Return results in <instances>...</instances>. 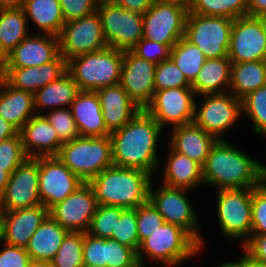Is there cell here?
Listing matches in <instances>:
<instances>
[{
  "label": "cell",
  "mask_w": 266,
  "mask_h": 267,
  "mask_svg": "<svg viewBox=\"0 0 266 267\" xmlns=\"http://www.w3.org/2000/svg\"><path fill=\"white\" fill-rule=\"evenodd\" d=\"M163 129L144 109L110 134L113 165L145 171L153 178L161 163L157 144Z\"/></svg>",
  "instance_id": "6da1fadb"
},
{
  "label": "cell",
  "mask_w": 266,
  "mask_h": 267,
  "mask_svg": "<svg viewBox=\"0 0 266 267\" xmlns=\"http://www.w3.org/2000/svg\"><path fill=\"white\" fill-rule=\"evenodd\" d=\"M203 184L219 189L255 188L266 179V165L234 147L217 140L202 166Z\"/></svg>",
  "instance_id": "7a4b0ae2"
},
{
  "label": "cell",
  "mask_w": 266,
  "mask_h": 267,
  "mask_svg": "<svg viewBox=\"0 0 266 267\" xmlns=\"http://www.w3.org/2000/svg\"><path fill=\"white\" fill-rule=\"evenodd\" d=\"M152 179L145 171L113 165L101 171L88 184L98 205L132 209L148 201Z\"/></svg>",
  "instance_id": "3957f363"
},
{
  "label": "cell",
  "mask_w": 266,
  "mask_h": 267,
  "mask_svg": "<svg viewBox=\"0 0 266 267\" xmlns=\"http://www.w3.org/2000/svg\"><path fill=\"white\" fill-rule=\"evenodd\" d=\"M124 51L113 47L67 60V72L80 91H96L120 84Z\"/></svg>",
  "instance_id": "277c9868"
},
{
  "label": "cell",
  "mask_w": 266,
  "mask_h": 267,
  "mask_svg": "<svg viewBox=\"0 0 266 267\" xmlns=\"http://www.w3.org/2000/svg\"><path fill=\"white\" fill-rule=\"evenodd\" d=\"M201 249L200 244L186 230L165 222L140 244L137 257L141 267H145L144 255L166 267H177V264L195 257Z\"/></svg>",
  "instance_id": "5b68a950"
},
{
  "label": "cell",
  "mask_w": 266,
  "mask_h": 267,
  "mask_svg": "<svg viewBox=\"0 0 266 267\" xmlns=\"http://www.w3.org/2000/svg\"><path fill=\"white\" fill-rule=\"evenodd\" d=\"M56 156L84 183L113 166L109 136H79L64 143Z\"/></svg>",
  "instance_id": "8992f818"
},
{
  "label": "cell",
  "mask_w": 266,
  "mask_h": 267,
  "mask_svg": "<svg viewBox=\"0 0 266 267\" xmlns=\"http://www.w3.org/2000/svg\"><path fill=\"white\" fill-rule=\"evenodd\" d=\"M252 191L253 188L217 190L216 214L219 228L225 238L242 241L241 246L251 236Z\"/></svg>",
  "instance_id": "52a82bcc"
},
{
  "label": "cell",
  "mask_w": 266,
  "mask_h": 267,
  "mask_svg": "<svg viewBox=\"0 0 266 267\" xmlns=\"http://www.w3.org/2000/svg\"><path fill=\"white\" fill-rule=\"evenodd\" d=\"M233 19L188 12L184 38L196 45L206 59L228 56Z\"/></svg>",
  "instance_id": "ba28073f"
},
{
  "label": "cell",
  "mask_w": 266,
  "mask_h": 267,
  "mask_svg": "<svg viewBox=\"0 0 266 267\" xmlns=\"http://www.w3.org/2000/svg\"><path fill=\"white\" fill-rule=\"evenodd\" d=\"M152 181L149 187L148 200L162 215L166 223L175 224L186 230L202 248L204 239L199 232L197 210L189 200V189L171 188L164 185L153 188ZM153 188V189H152Z\"/></svg>",
  "instance_id": "9c48e42d"
},
{
  "label": "cell",
  "mask_w": 266,
  "mask_h": 267,
  "mask_svg": "<svg viewBox=\"0 0 266 267\" xmlns=\"http://www.w3.org/2000/svg\"><path fill=\"white\" fill-rule=\"evenodd\" d=\"M97 12L108 47L131 50L143 38L142 14L128 11L111 0H100Z\"/></svg>",
  "instance_id": "30bf717a"
},
{
  "label": "cell",
  "mask_w": 266,
  "mask_h": 267,
  "mask_svg": "<svg viewBox=\"0 0 266 267\" xmlns=\"http://www.w3.org/2000/svg\"><path fill=\"white\" fill-rule=\"evenodd\" d=\"M202 96L204 98L201 105L197 106L195 101L193 122L217 140L225 139V133L244 117L241 99L230 92Z\"/></svg>",
  "instance_id": "8fae6325"
},
{
  "label": "cell",
  "mask_w": 266,
  "mask_h": 267,
  "mask_svg": "<svg viewBox=\"0 0 266 267\" xmlns=\"http://www.w3.org/2000/svg\"><path fill=\"white\" fill-rule=\"evenodd\" d=\"M58 37L60 54L66 60L108 47L98 12L65 22Z\"/></svg>",
  "instance_id": "7c38bea8"
},
{
  "label": "cell",
  "mask_w": 266,
  "mask_h": 267,
  "mask_svg": "<svg viewBox=\"0 0 266 267\" xmlns=\"http://www.w3.org/2000/svg\"><path fill=\"white\" fill-rule=\"evenodd\" d=\"M195 99L196 95L191 87L155 90L151 102L144 110L164 130L167 124L173 128L192 123Z\"/></svg>",
  "instance_id": "4fadbf2b"
},
{
  "label": "cell",
  "mask_w": 266,
  "mask_h": 267,
  "mask_svg": "<svg viewBox=\"0 0 266 267\" xmlns=\"http://www.w3.org/2000/svg\"><path fill=\"white\" fill-rule=\"evenodd\" d=\"M189 9L155 0L143 14V38L165 45L176 44L183 36Z\"/></svg>",
  "instance_id": "5bb4252c"
},
{
  "label": "cell",
  "mask_w": 266,
  "mask_h": 267,
  "mask_svg": "<svg viewBox=\"0 0 266 267\" xmlns=\"http://www.w3.org/2000/svg\"><path fill=\"white\" fill-rule=\"evenodd\" d=\"M38 181L41 203L48 210L84 184L57 156L39 157Z\"/></svg>",
  "instance_id": "9a60e30c"
},
{
  "label": "cell",
  "mask_w": 266,
  "mask_h": 267,
  "mask_svg": "<svg viewBox=\"0 0 266 267\" xmlns=\"http://www.w3.org/2000/svg\"><path fill=\"white\" fill-rule=\"evenodd\" d=\"M228 57L232 63L266 60V37L259 17L233 19Z\"/></svg>",
  "instance_id": "2e32d148"
},
{
  "label": "cell",
  "mask_w": 266,
  "mask_h": 267,
  "mask_svg": "<svg viewBox=\"0 0 266 267\" xmlns=\"http://www.w3.org/2000/svg\"><path fill=\"white\" fill-rule=\"evenodd\" d=\"M39 157H28L11 174L0 203L7 211L33 207L39 196Z\"/></svg>",
  "instance_id": "e0dca14e"
},
{
  "label": "cell",
  "mask_w": 266,
  "mask_h": 267,
  "mask_svg": "<svg viewBox=\"0 0 266 267\" xmlns=\"http://www.w3.org/2000/svg\"><path fill=\"white\" fill-rule=\"evenodd\" d=\"M93 189L84 183L49 210V215L69 232L86 233L97 209Z\"/></svg>",
  "instance_id": "ac0fdd59"
},
{
  "label": "cell",
  "mask_w": 266,
  "mask_h": 267,
  "mask_svg": "<svg viewBox=\"0 0 266 267\" xmlns=\"http://www.w3.org/2000/svg\"><path fill=\"white\" fill-rule=\"evenodd\" d=\"M155 71V63L139 58L131 50L124 51L120 85L141 109L153 98Z\"/></svg>",
  "instance_id": "d6986e66"
},
{
  "label": "cell",
  "mask_w": 266,
  "mask_h": 267,
  "mask_svg": "<svg viewBox=\"0 0 266 267\" xmlns=\"http://www.w3.org/2000/svg\"><path fill=\"white\" fill-rule=\"evenodd\" d=\"M59 54V37L32 32L5 56L4 68L41 66L54 60Z\"/></svg>",
  "instance_id": "ffe728a7"
},
{
  "label": "cell",
  "mask_w": 266,
  "mask_h": 267,
  "mask_svg": "<svg viewBox=\"0 0 266 267\" xmlns=\"http://www.w3.org/2000/svg\"><path fill=\"white\" fill-rule=\"evenodd\" d=\"M67 72V60L59 54L41 66L3 68L0 76L13 88L35 93Z\"/></svg>",
  "instance_id": "44dd1931"
},
{
  "label": "cell",
  "mask_w": 266,
  "mask_h": 267,
  "mask_svg": "<svg viewBox=\"0 0 266 267\" xmlns=\"http://www.w3.org/2000/svg\"><path fill=\"white\" fill-rule=\"evenodd\" d=\"M107 131L111 134L123 128L141 108L120 84L96 90Z\"/></svg>",
  "instance_id": "7402d4cb"
},
{
  "label": "cell",
  "mask_w": 266,
  "mask_h": 267,
  "mask_svg": "<svg viewBox=\"0 0 266 267\" xmlns=\"http://www.w3.org/2000/svg\"><path fill=\"white\" fill-rule=\"evenodd\" d=\"M48 216L49 210L43 204L7 211L2 242L26 248L31 236Z\"/></svg>",
  "instance_id": "603a6c76"
},
{
  "label": "cell",
  "mask_w": 266,
  "mask_h": 267,
  "mask_svg": "<svg viewBox=\"0 0 266 267\" xmlns=\"http://www.w3.org/2000/svg\"><path fill=\"white\" fill-rule=\"evenodd\" d=\"M28 157L56 156L63 143L43 115H35L19 130Z\"/></svg>",
  "instance_id": "cb8c5ba5"
},
{
  "label": "cell",
  "mask_w": 266,
  "mask_h": 267,
  "mask_svg": "<svg viewBox=\"0 0 266 267\" xmlns=\"http://www.w3.org/2000/svg\"><path fill=\"white\" fill-rule=\"evenodd\" d=\"M216 141L213 135L192 122L171 129L168 147L203 166Z\"/></svg>",
  "instance_id": "d4e9b609"
},
{
  "label": "cell",
  "mask_w": 266,
  "mask_h": 267,
  "mask_svg": "<svg viewBox=\"0 0 266 267\" xmlns=\"http://www.w3.org/2000/svg\"><path fill=\"white\" fill-rule=\"evenodd\" d=\"M80 136H110L104 123L101 103L96 91H80L70 105Z\"/></svg>",
  "instance_id": "484cf974"
},
{
  "label": "cell",
  "mask_w": 266,
  "mask_h": 267,
  "mask_svg": "<svg viewBox=\"0 0 266 267\" xmlns=\"http://www.w3.org/2000/svg\"><path fill=\"white\" fill-rule=\"evenodd\" d=\"M35 115L34 94L11 87L0 76V116L20 130Z\"/></svg>",
  "instance_id": "4316f807"
},
{
  "label": "cell",
  "mask_w": 266,
  "mask_h": 267,
  "mask_svg": "<svg viewBox=\"0 0 266 267\" xmlns=\"http://www.w3.org/2000/svg\"><path fill=\"white\" fill-rule=\"evenodd\" d=\"M164 164L162 185L171 188L193 189L203 184L202 166L171 147Z\"/></svg>",
  "instance_id": "83f0119b"
},
{
  "label": "cell",
  "mask_w": 266,
  "mask_h": 267,
  "mask_svg": "<svg viewBox=\"0 0 266 267\" xmlns=\"http://www.w3.org/2000/svg\"><path fill=\"white\" fill-rule=\"evenodd\" d=\"M232 62L229 57L206 59L191 84L195 95L221 94L229 91ZM226 91V92H225Z\"/></svg>",
  "instance_id": "f1b7e54d"
},
{
  "label": "cell",
  "mask_w": 266,
  "mask_h": 267,
  "mask_svg": "<svg viewBox=\"0 0 266 267\" xmlns=\"http://www.w3.org/2000/svg\"><path fill=\"white\" fill-rule=\"evenodd\" d=\"M68 233L49 215L31 236L25 248L30 259L51 261Z\"/></svg>",
  "instance_id": "f546056e"
},
{
  "label": "cell",
  "mask_w": 266,
  "mask_h": 267,
  "mask_svg": "<svg viewBox=\"0 0 266 267\" xmlns=\"http://www.w3.org/2000/svg\"><path fill=\"white\" fill-rule=\"evenodd\" d=\"M80 92L71 75L66 72L59 79L47 84L34 93L36 115H42L45 108H70ZM43 109L41 112L39 110ZM39 111V112H38Z\"/></svg>",
  "instance_id": "4dcf8cb0"
},
{
  "label": "cell",
  "mask_w": 266,
  "mask_h": 267,
  "mask_svg": "<svg viewBox=\"0 0 266 267\" xmlns=\"http://www.w3.org/2000/svg\"><path fill=\"white\" fill-rule=\"evenodd\" d=\"M23 10L40 34L60 35L65 21L59 0H25Z\"/></svg>",
  "instance_id": "1f68e13d"
},
{
  "label": "cell",
  "mask_w": 266,
  "mask_h": 267,
  "mask_svg": "<svg viewBox=\"0 0 266 267\" xmlns=\"http://www.w3.org/2000/svg\"><path fill=\"white\" fill-rule=\"evenodd\" d=\"M264 85H266V60L232 63L229 92L236 98L242 99Z\"/></svg>",
  "instance_id": "d6a6232c"
},
{
  "label": "cell",
  "mask_w": 266,
  "mask_h": 267,
  "mask_svg": "<svg viewBox=\"0 0 266 267\" xmlns=\"http://www.w3.org/2000/svg\"><path fill=\"white\" fill-rule=\"evenodd\" d=\"M28 27L23 8L0 9V51L4 56L31 34Z\"/></svg>",
  "instance_id": "836d02e7"
},
{
  "label": "cell",
  "mask_w": 266,
  "mask_h": 267,
  "mask_svg": "<svg viewBox=\"0 0 266 267\" xmlns=\"http://www.w3.org/2000/svg\"><path fill=\"white\" fill-rule=\"evenodd\" d=\"M170 58L180 68L190 84L194 82L206 60L202 51L184 37L171 48Z\"/></svg>",
  "instance_id": "e575fe53"
},
{
  "label": "cell",
  "mask_w": 266,
  "mask_h": 267,
  "mask_svg": "<svg viewBox=\"0 0 266 267\" xmlns=\"http://www.w3.org/2000/svg\"><path fill=\"white\" fill-rule=\"evenodd\" d=\"M189 12L235 19L248 15V0H193Z\"/></svg>",
  "instance_id": "d590c367"
},
{
  "label": "cell",
  "mask_w": 266,
  "mask_h": 267,
  "mask_svg": "<svg viewBox=\"0 0 266 267\" xmlns=\"http://www.w3.org/2000/svg\"><path fill=\"white\" fill-rule=\"evenodd\" d=\"M241 101L242 115L253 123L254 134L266 137V85L248 93Z\"/></svg>",
  "instance_id": "8d00e7d4"
},
{
  "label": "cell",
  "mask_w": 266,
  "mask_h": 267,
  "mask_svg": "<svg viewBox=\"0 0 266 267\" xmlns=\"http://www.w3.org/2000/svg\"><path fill=\"white\" fill-rule=\"evenodd\" d=\"M51 263L53 267H82L83 232H69Z\"/></svg>",
  "instance_id": "74e56055"
},
{
  "label": "cell",
  "mask_w": 266,
  "mask_h": 267,
  "mask_svg": "<svg viewBox=\"0 0 266 267\" xmlns=\"http://www.w3.org/2000/svg\"><path fill=\"white\" fill-rule=\"evenodd\" d=\"M120 217V207L98 205L87 233L95 237L109 239L115 231L116 220H119Z\"/></svg>",
  "instance_id": "f35d334b"
},
{
  "label": "cell",
  "mask_w": 266,
  "mask_h": 267,
  "mask_svg": "<svg viewBox=\"0 0 266 267\" xmlns=\"http://www.w3.org/2000/svg\"><path fill=\"white\" fill-rule=\"evenodd\" d=\"M111 239L117 240L121 245L130 247L136 252L139 250L136 208H121V217L116 220L115 231Z\"/></svg>",
  "instance_id": "ab89813d"
},
{
  "label": "cell",
  "mask_w": 266,
  "mask_h": 267,
  "mask_svg": "<svg viewBox=\"0 0 266 267\" xmlns=\"http://www.w3.org/2000/svg\"><path fill=\"white\" fill-rule=\"evenodd\" d=\"M42 114L56 131L59 140L64 144L80 136L70 108H58Z\"/></svg>",
  "instance_id": "60d3db41"
},
{
  "label": "cell",
  "mask_w": 266,
  "mask_h": 267,
  "mask_svg": "<svg viewBox=\"0 0 266 267\" xmlns=\"http://www.w3.org/2000/svg\"><path fill=\"white\" fill-rule=\"evenodd\" d=\"M155 90L191 87L180 68L171 58L156 64Z\"/></svg>",
  "instance_id": "b9f144b4"
},
{
  "label": "cell",
  "mask_w": 266,
  "mask_h": 267,
  "mask_svg": "<svg viewBox=\"0 0 266 267\" xmlns=\"http://www.w3.org/2000/svg\"><path fill=\"white\" fill-rule=\"evenodd\" d=\"M136 217L140 244L165 223L162 215L149 200L136 208Z\"/></svg>",
  "instance_id": "7bdbcfd3"
},
{
  "label": "cell",
  "mask_w": 266,
  "mask_h": 267,
  "mask_svg": "<svg viewBox=\"0 0 266 267\" xmlns=\"http://www.w3.org/2000/svg\"><path fill=\"white\" fill-rule=\"evenodd\" d=\"M106 261L107 267H141L134 249L111 238L106 239Z\"/></svg>",
  "instance_id": "ee69618b"
},
{
  "label": "cell",
  "mask_w": 266,
  "mask_h": 267,
  "mask_svg": "<svg viewBox=\"0 0 266 267\" xmlns=\"http://www.w3.org/2000/svg\"><path fill=\"white\" fill-rule=\"evenodd\" d=\"M251 235L266 234V179L252 191Z\"/></svg>",
  "instance_id": "f6af8a7d"
},
{
  "label": "cell",
  "mask_w": 266,
  "mask_h": 267,
  "mask_svg": "<svg viewBox=\"0 0 266 267\" xmlns=\"http://www.w3.org/2000/svg\"><path fill=\"white\" fill-rule=\"evenodd\" d=\"M27 158L20 133L0 142V167H18Z\"/></svg>",
  "instance_id": "bcb514c9"
},
{
  "label": "cell",
  "mask_w": 266,
  "mask_h": 267,
  "mask_svg": "<svg viewBox=\"0 0 266 267\" xmlns=\"http://www.w3.org/2000/svg\"><path fill=\"white\" fill-rule=\"evenodd\" d=\"M173 46L141 38L131 51L139 58L159 64L170 58Z\"/></svg>",
  "instance_id": "7dc6e473"
},
{
  "label": "cell",
  "mask_w": 266,
  "mask_h": 267,
  "mask_svg": "<svg viewBox=\"0 0 266 267\" xmlns=\"http://www.w3.org/2000/svg\"><path fill=\"white\" fill-rule=\"evenodd\" d=\"M83 262L92 266L107 267L106 239L83 233Z\"/></svg>",
  "instance_id": "c3c4849f"
},
{
  "label": "cell",
  "mask_w": 266,
  "mask_h": 267,
  "mask_svg": "<svg viewBox=\"0 0 266 267\" xmlns=\"http://www.w3.org/2000/svg\"><path fill=\"white\" fill-rule=\"evenodd\" d=\"M65 22L91 15L98 10L100 0H59Z\"/></svg>",
  "instance_id": "681fc988"
},
{
  "label": "cell",
  "mask_w": 266,
  "mask_h": 267,
  "mask_svg": "<svg viewBox=\"0 0 266 267\" xmlns=\"http://www.w3.org/2000/svg\"><path fill=\"white\" fill-rule=\"evenodd\" d=\"M2 243L4 245L0 250V267H28L31 259L25 248Z\"/></svg>",
  "instance_id": "f907efd6"
},
{
  "label": "cell",
  "mask_w": 266,
  "mask_h": 267,
  "mask_svg": "<svg viewBox=\"0 0 266 267\" xmlns=\"http://www.w3.org/2000/svg\"><path fill=\"white\" fill-rule=\"evenodd\" d=\"M241 248L257 262L266 263V234L251 235Z\"/></svg>",
  "instance_id": "816d5d0a"
},
{
  "label": "cell",
  "mask_w": 266,
  "mask_h": 267,
  "mask_svg": "<svg viewBox=\"0 0 266 267\" xmlns=\"http://www.w3.org/2000/svg\"><path fill=\"white\" fill-rule=\"evenodd\" d=\"M122 8L144 14L154 3L155 0H111Z\"/></svg>",
  "instance_id": "f5cc1de1"
},
{
  "label": "cell",
  "mask_w": 266,
  "mask_h": 267,
  "mask_svg": "<svg viewBox=\"0 0 266 267\" xmlns=\"http://www.w3.org/2000/svg\"><path fill=\"white\" fill-rule=\"evenodd\" d=\"M266 14V0H248V15L259 17Z\"/></svg>",
  "instance_id": "db71d44e"
},
{
  "label": "cell",
  "mask_w": 266,
  "mask_h": 267,
  "mask_svg": "<svg viewBox=\"0 0 266 267\" xmlns=\"http://www.w3.org/2000/svg\"><path fill=\"white\" fill-rule=\"evenodd\" d=\"M19 133V130L0 116V142Z\"/></svg>",
  "instance_id": "11a10c76"
},
{
  "label": "cell",
  "mask_w": 266,
  "mask_h": 267,
  "mask_svg": "<svg viewBox=\"0 0 266 267\" xmlns=\"http://www.w3.org/2000/svg\"><path fill=\"white\" fill-rule=\"evenodd\" d=\"M17 167H0V197L2 196L5 187L9 181L10 174L16 169Z\"/></svg>",
  "instance_id": "9f6ffc18"
},
{
  "label": "cell",
  "mask_w": 266,
  "mask_h": 267,
  "mask_svg": "<svg viewBox=\"0 0 266 267\" xmlns=\"http://www.w3.org/2000/svg\"><path fill=\"white\" fill-rule=\"evenodd\" d=\"M242 267H266V263L257 262L242 250Z\"/></svg>",
  "instance_id": "6f0895ef"
},
{
  "label": "cell",
  "mask_w": 266,
  "mask_h": 267,
  "mask_svg": "<svg viewBox=\"0 0 266 267\" xmlns=\"http://www.w3.org/2000/svg\"><path fill=\"white\" fill-rule=\"evenodd\" d=\"M25 0H0V9L23 8Z\"/></svg>",
  "instance_id": "680465c9"
},
{
  "label": "cell",
  "mask_w": 266,
  "mask_h": 267,
  "mask_svg": "<svg viewBox=\"0 0 266 267\" xmlns=\"http://www.w3.org/2000/svg\"><path fill=\"white\" fill-rule=\"evenodd\" d=\"M6 215H7V210L0 203V242L3 241L5 234Z\"/></svg>",
  "instance_id": "91938a15"
},
{
  "label": "cell",
  "mask_w": 266,
  "mask_h": 267,
  "mask_svg": "<svg viewBox=\"0 0 266 267\" xmlns=\"http://www.w3.org/2000/svg\"><path fill=\"white\" fill-rule=\"evenodd\" d=\"M157 1L164 2V3L177 4L187 9H190L192 2H193V0H157Z\"/></svg>",
  "instance_id": "94428289"
},
{
  "label": "cell",
  "mask_w": 266,
  "mask_h": 267,
  "mask_svg": "<svg viewBox=\"0 0 266 267\" xmlns=\"http://www.w3.org/2000/svg\"><path fill=\"white\" fill-rule=\"evenodd\" d=\"M215 267H242V256L240 259L238 258V261H224L221 264H217Z\"/></svg>",
  "instance_id": "6125c7cd"
},
{
  "label": "cell",
  "mask_w": 266,
  "mask_h": 267,
  "mask_svg": "<svg viewBox=\"0 0 266 267\" xmlns=\"http://www.w3.org/2000/svg\"><path fill=\"white\" fill-rule=\"evenodd\" d=\"M28 267H53L51 261L31 260Z\"/></svg>",
  "instance_id": "be15d7a7"
},
{
  "label": "cell",
  "mask_w": 266,
  "mask_h": 267,
  "mask_svg": "<svg viewBox=\"0 0 266 267\" xmlns=\"http://www.w3.org/2000/svg\"><path fill=\"white\" fill-rule=\"evenodd\" d=\"M259 18L261 19V24H262L263 31L266 37V14L259 16Z\"/></svg>",
  "instance_id": "e7e4bbea"
},
{
  "label": "cell",
  "mask_w": 266,
  "mask_h": 267,
  "mask_svg": "<svg viewBox=\"0 0 266 267\" xmlns=\"http://www.w3.org/2000/svg\"><path fill=\"white\" fill-rule=\"evenodd\" d=\"M4 66H5V56L0 51V74L2 73Z\"/></svg>",
  "instance_id": "03108f58"
},
{
  "label": "cell",
  "mask_w": 266,
  "mask_h": 267,
  "mask_svg": "<svg viewBox=\"0 0 266 267\" xmlns=\"http://www.w3.org/2000/svg\"><path fill=\"white\" fill-rule=\"evenodd\" d=\"M82 267H101V266H92V265H88V264H83Z\"/></svg>",
  "instance_id": "003e7915"
}]
</instances>
